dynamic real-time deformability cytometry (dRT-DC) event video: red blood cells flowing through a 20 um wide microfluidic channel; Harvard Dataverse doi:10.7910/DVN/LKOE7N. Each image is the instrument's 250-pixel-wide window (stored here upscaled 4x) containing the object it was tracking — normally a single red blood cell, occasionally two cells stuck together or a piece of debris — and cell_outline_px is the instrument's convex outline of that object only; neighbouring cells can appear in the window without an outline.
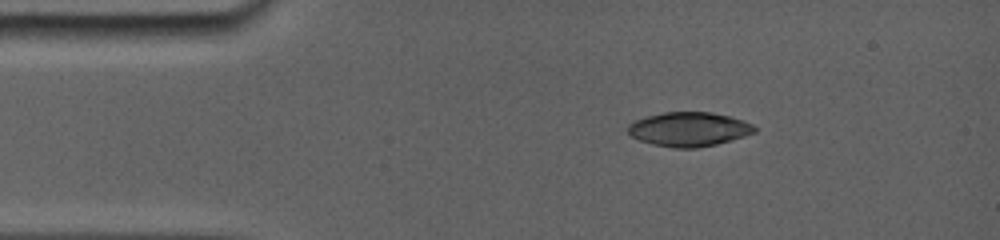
{"species": "common noctule bat (a hibernating species)", "species_latin": "Nyctalus noctula", "temperature_condition": "room temperature", "stored_images_in_passage": 3, "camera_frame_rate_fps": 5000, "um_per_image_px": 0.085, "animal": {"sex": "female", "body_mass_g": 19.0, "forearm_length_mm": 56.7}, "frame": {"image": 1, "passage_image": 1, "time_ms": 0.0, "image_size_px": [1000, 240], "cell_outline_px": [[756, 132], [728, 140], [712, 144], [688, 148], [684, 148], [656, 144], [632, 136], [628, 132], [628, 124], [636, 120], [648, 116], [664, 112], [712, 112], [728, 116], [752, 124], [756, 128]], "centroid_in_image_um": [58.56, 10.95], "position_along_channel_um": 26.4, "area_um2": 24.28}}